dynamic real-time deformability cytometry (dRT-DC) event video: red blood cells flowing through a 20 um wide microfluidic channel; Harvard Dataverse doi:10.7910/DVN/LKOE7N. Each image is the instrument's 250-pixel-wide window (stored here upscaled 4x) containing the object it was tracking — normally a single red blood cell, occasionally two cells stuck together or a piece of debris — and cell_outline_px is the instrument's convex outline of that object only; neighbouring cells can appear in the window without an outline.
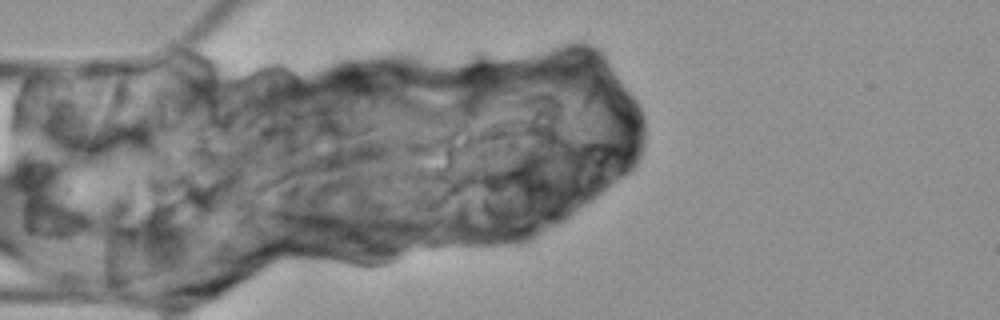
{"species": "Egyptian fruit bat (a non-hibernating species)", "species_latin": "Rousettus aegyptiacus", "temperature_condition": "cold", "stored_images_in_passage": 1, "camera_frame_rate_fps": 3000, "um_per_image_px": 0.085, "animal": {"sex": "female"}, "frame": {"image": 1, "passage_image": 1, "time_ms": 0.0, "image_size_px": [1000, 320], "cell_outline_px": [[396, 260], [388, 264], [372, 268], [364, 268], [344, 264], [312, 256], [264, 216], [264, 208], [276, 208], [332, 212], [396, 248]], "centroid_in_image_um": [28.23, 20.2], "position_along_channel_um": 56.8, "area_um2": 32.43}}